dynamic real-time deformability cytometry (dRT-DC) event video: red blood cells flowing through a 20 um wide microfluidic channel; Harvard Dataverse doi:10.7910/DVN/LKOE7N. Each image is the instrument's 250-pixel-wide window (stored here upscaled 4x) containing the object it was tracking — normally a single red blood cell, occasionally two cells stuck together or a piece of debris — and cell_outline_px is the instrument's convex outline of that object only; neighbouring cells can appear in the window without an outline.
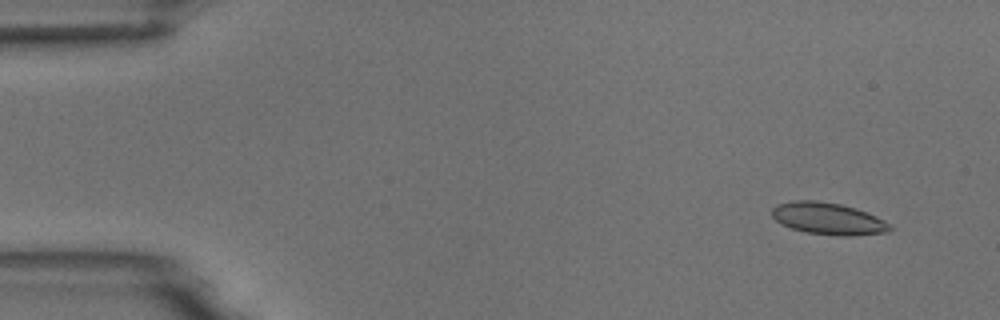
{"species": "common noctule bat (a hibernating species)", "species_latin": "Nyctalus noctula", "temperature_condition": "room temperature", "stored_images_in_passage": 14, "camera_frame_rate_fps": 3000, "um_per_image_px": 0.085, "animal": {"sex": "male", "body_mass_g": 18.8}, "frame": {"image": 1, "passage_image": 1, "time_ms": 0.0, "image_size_px": [1000, 320], "cell_outline_px": [[892, 228], [888, 232], [852, 236], [840, 236], [804, 232], [792, 228], [776, 220], [772, 216], [772, 208], [776, 204], [792, 200], [816, 200], [840, 204], [856, 208], [876, 216], [892, 224]], "centroid_in_image_um": [70.41, 18.58], "position_along_channel_um": 14.6, "area_um2": 22.08}}
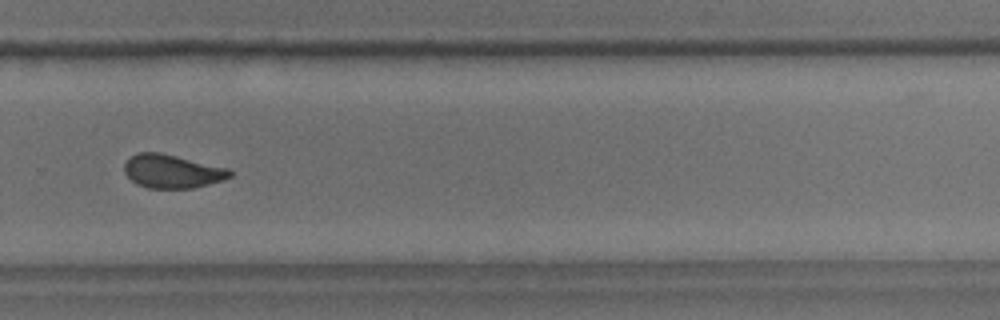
{"frame": {"image": 2, "passage_image": 10, "time_ms": 11.0, "image_size_px": [1000, 320], "cell_outline_px": [[232, 176], [224, 180], [192, 188], [148, 188], [136, 184], [124, 172], [124, 164], [136, 152], [160, 152], [228, 168], [232, 172]], "centroid_in_image_um": [14.63, 14.56], "position_along_channel_um": 315.2, "area_um2": 20.58}}
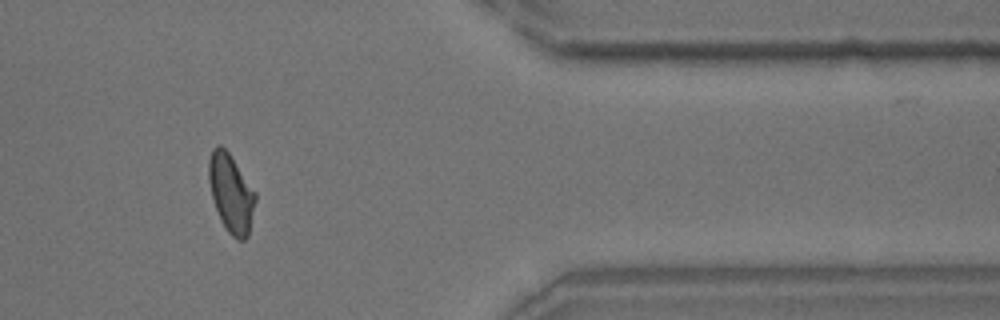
{"frame": {"image": 3, "passage_image": 12, "time_ms": 13.667, "image_size_px": [1000, 320], "cell_outline_px": [[256, 200], [248, 236], [244, 240], [240, 240], [232, 236], [228, 232], [220, 220], [212, 196], [208, 180], [208, 160], [212, 148], [216, 144], [220, 144], [228, 152], [256, 192]], "centroid_in_image_um": [19.63, 16.41], "position_along_channel_um": 391.8, "area_um2": 21.27}}